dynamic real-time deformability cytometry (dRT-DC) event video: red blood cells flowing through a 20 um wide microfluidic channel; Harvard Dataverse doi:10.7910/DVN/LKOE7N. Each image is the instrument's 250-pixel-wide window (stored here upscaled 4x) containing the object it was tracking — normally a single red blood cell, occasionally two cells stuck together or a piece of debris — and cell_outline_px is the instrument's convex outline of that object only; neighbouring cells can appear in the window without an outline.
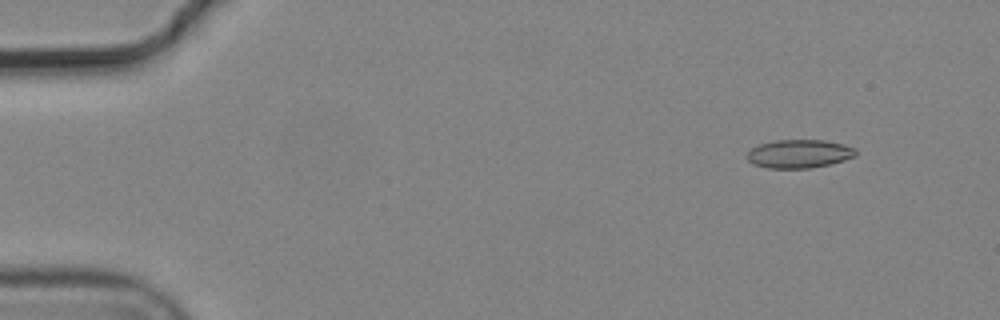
{"species": "common noctule bat (a hibernating species)", "species_latin": "Nyctalus noctula", "temperature_condition": "cold", "stored_images_in_passage": 5, "camera_frame_rate_fps": 3000, "um_per_image_px": 0.085, "animal": {"sex": "male", "body_mass_g": 19.2, "forearm_length_mm": 51.8}, "frame": {"image": 1, "passage_image": 2, "time_ms": 0.333, "image_size_px": [1000, 320], "cell_outline_px": [[856, 156], [844, 160], [812, 168], [768, 168], [752, 164], [748, 160], [748, 152], [752, 148], [760, 144], [776, 140], [824, 140], [844, 144], [856, 148]], "centroid_in_image_um": [67.95, 13.07], "position_along_channel_um": 17.1, "area_um2": 17.98}}
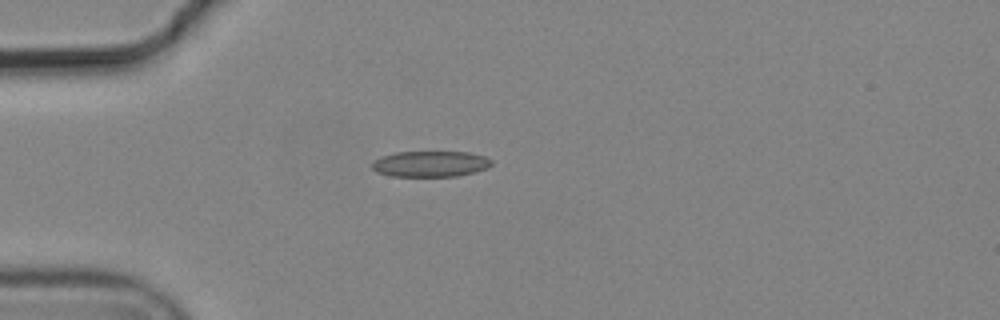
{"frame": {"image": 2, "passage_image": 5, "time_ms": 1.333, "image_size_px": [1000, 320], "cell_outline_px": [[492, 164], [488, 168], [476, 172], [456, 176], [392, 176], [376, 172], [372, 168], [372, 164], [380, 156], [396, 152], [468, 152], [484, 156], [492, 160]], "centroid_in_image_um": [36.6, 13.93], "position_along_channel_um": 48.4, "area_um2": 18.03}}